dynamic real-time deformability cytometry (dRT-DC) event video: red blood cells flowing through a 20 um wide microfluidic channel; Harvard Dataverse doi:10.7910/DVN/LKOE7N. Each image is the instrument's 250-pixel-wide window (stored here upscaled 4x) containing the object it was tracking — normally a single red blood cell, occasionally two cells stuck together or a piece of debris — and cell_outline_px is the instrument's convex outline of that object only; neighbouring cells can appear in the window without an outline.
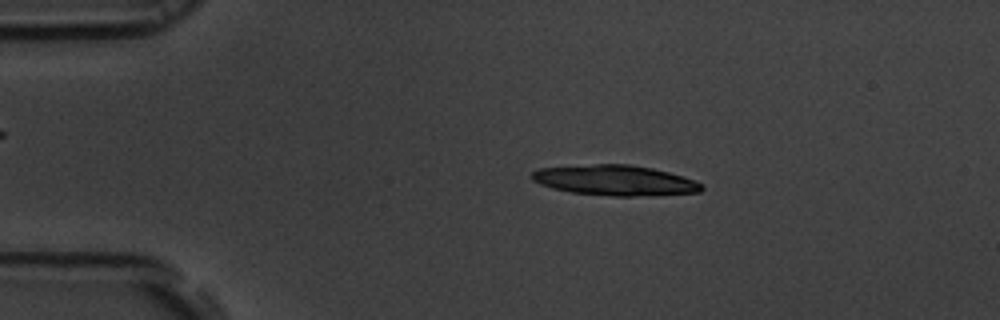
{"species": "common noctule bat (a hibernating species)", "species_latin": "Nyctalus noctula", "temperature_condition": "room temperature", "stored_images_in_passage": 16, "camera_frame_rate_fps": 3000, "um_per_image_px": 0.085, "animal": {"sex": "male", "body_mass_g": 19.5, "forearm_length_mm": 54.6}, "frame": {"image": 1, "passage_image": 10, "time_ms": 3.0, "image_size_px": [1000, 320], "cell_outline_px": [[704, 188], [700, 192], [632, 196], [612, 196], [572, 192], [552, 188], [540, 184], [532, 180], [532, 172], [540, 168], [596, 164], [628, 164], [652, 168], [684, 176], [696, 180], [704, 184]], "centroid_in_image_um": [52.31, 15.32], "position_along_channel_um": 32.7, "area_um2": 29.88}}